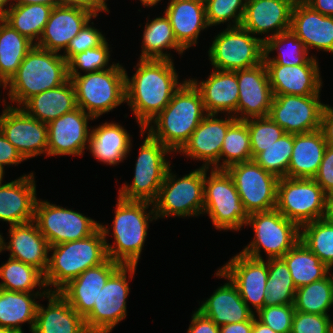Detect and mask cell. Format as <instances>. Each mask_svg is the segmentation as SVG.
I'll return each mask as SVG.
<instances>
[{"mask_svg": "<svg viewBox=\"0 0 333 333\" xmlns=\"http://www.w3.org/2000/svg\"><path fill=\"white\" fill-rule=\"evenodd\" d=\"M226 170L248 214L276 208L279 178L254 160L233 164Z\"/></svg>", "mask_w": 333, "mask_h": 333, "instance_id": "cell-15", "label": "cell"}, {"mask_svg": "<svg viewBox=\"0 0 333 333\" xmlns=\"http://www.w3.org/2000/svg\"><path fill=\"white\" fill-rule=\"evenodd\" d=\"M4 174L5 172L0 169V183L3 181Z\"/></svg>", "mask_w": 333, "mask_h": 333, "instance_id": "cell-67", "label": "cell"}, {"mask_svg": "<svg viewBox=\"0 0 333 333\" xmlns=\"http://www.w3.org/2000/svg\"><path fill=\"white\" fill-rule=\"evenodd\" d=\"M68 79V65L62 55L35 45L3 88L10 89L6 95L11 103L21 107L34 95L56 88Z\"/></svg>", "mask_w": 333, "mask_h": 333, "instance_id": "cell-4", "label": "cell"}, {"mask_svg": "<svg viewBox=\"0 0 333 333\" xmlns=\"http://www.w3.org/2000/svg\"><path fill=\"white\" fill-rule=\"evenodd\" d=\"M130 136L122 125L105 122L90 130L88 149L98 161L117 165L130 153Z\"/></svg>", "mask_w": 333, "mask_h": 333, "instance_id": "cell-33", "label": "cell"}, {"mask_svg": "<svg viewBox=\"0 0 333 333\" xmlns=\"http://www.w3.org/2000/svg\"><path fill=\"white\" fill-rule=\"evenodd\" d=\"M253 316L248 321L220 326V333H252Z\"/></svg>", "mask_w": 333, "mask_h": 333, "instance_id": "cell-59", "label": "cell"}, {"mask_svg": "<svg viewBox=\"0 0 333 333\" xmlns=\"http://www.w3.org/2000/svg\"><path fill=\"white\" fill-rule=\"evenodd\" d=\"M325 203L326 193L314 179H279L276 209L299 226L323 218Z\"/></svg>", "mask_w": 333, "mask_h": 333, "instance_id": "cell-12", "label": "cell"}, {"mask_svg": "<svg viewBox=\"0 0 333 333\" xmlns=\"http://www.w3.org/2000/svg\"><path fill=\"white\" fill-rule=\"evenodd\" d=\"M284 46H286V49ZM274 50L278 51V56L272 58L269 55ZM263 62L265 65L286 66L318 64L316 57L308 55L303 42L290 30L273 37H268L264 41Z\"/></svg>", "mask_w": 333, "mask_h": 333, "instance_id": "cell-39", "label": "cell"}, {"mask_svg": "<svg viewBox=\"0 0 333 333\" xmlns=\"http://www.w3.org/2000/svg\"><path fill=\"white\" fill-rule=\"evenodd\" d=\"M320 130L327 144L333 145V107L328 104H325L321 114Z\"/></svg>", "mask_w": 333, "mask_h": 333, "instance_id": "cell-58", "label": "cell"}, {"mask_svg": "<svg viewBox=\"0 0 333 333\" xmlns=\"http://www.w3.org/2000/svg\"><path fill=\"white\" fill-rule=\"evenodd\" d=\"M21 108L36 120L48 124L78 108L74 85L68 79L56 88L48 89L29 98Z\"/></svg>", "mask_w": 333, "mask_h": 333, "instance_id": "cell-34", "label": "cell"}, {"mask_svg": "<svg viewBox=\"0 0 333 333\" xmlns=\"http://www.w3.org/2000/svg\"><path fill=\"white\" fill-rule=\"evenodd\" d=\"M291 333H333V321L330 315L295 311Z\"/></svg>", "mask_w": 333, "mask_h": 333, "instance_id": "cell-52", "label": "cell"}, {"mask_svg": "<svg viewBox=\"0 0 333 333\" xmlns=\"http://www.w3.org/2000/svg\"><path fill=\"white\" fill-rule=\"evenodd\" d=\"M189 80L200 92L208 114L227 112L237 119L239 89L236 71L213 69L205 81Z\"/></svg>", "mask_w": 333, "mask_h": 333, "instance_id": "cell-29", "label": "cell"}, {"mask_svg": "<svg viewBox=\"0 0 333 333\" xmlns=\"http://www.w3.org/2000/svg\"><path fill=\"white\" fill-rule=\"evenodd\" d=\"M315 11L327 16H333V0H305Z\"/></svg>", "mask_w": 333, "mask_h": 333, "instance_id": "cell-60", "label": "cell"}, {"mask_svg": "<svg viewBox=\"0 0 333 333\" xmlns=\"http://www.w3.org/2000/svg\"><path fill=\"white\" fill-rule=\"evenodd\" d=\"M88 120L94 118L78 107L49 122L48 156H83L84 150L88 149L89 145Z\"/></svg>", "mask_w": 333, "mask_h": 333, "instance_id": "cell-19", "label": "cell"}, {"mask_svg": "<svg viewBox=\"0 0 333 333\" xmlns=\"http://www.w3.org/2000/svg\"><path fill=\"white\" fill-rule=\"evenodd\" d=\"M164 11L177 42L185 50L195 46L201 30L209 27L204 0H170Z\"/></svg>", "mask_w": 333, "mask_h": 333, "instance_id": "cell-30", "label": "cell"}, {"mask_svg": "<svg viewBox=\"0 0 333 333\" xmlns=\"http://www.w3.org/2000/svg\"><path fill=\"white\" fill-rule=\"evenodd\" d=\"M294 3V0H246L240 26L253 35L271 32V36L262 38L264 42L268 37L290 30Z\"/></svg>", "mask_w": 333, "mask_h": 333, "instance_id": "cell-23", "label": "cell"}, {"mask_svg": "<svg viewBox=\"0 0 333 333\" xmlns=\"http://www.w3.org/2000/svg\"><path fill=\"white\" fill-rule=\"evenodd\" d=\"M167 49H175L179 54L185 51L177 42L169 18L164 13V16L156 17L150 23H146L140 59L173 60L170 53L163 52Z\"/></svg>", "mask_w": 333, "mask_h": 333, "instance_id": "cell-38", "label": "cell"}, {"mask_svg": "<svg viewBox=\"0 0 333 333\" xmlns=\"http://www.w3.org/2000/svg\"><path fill=\"white\" fill-rule=\"evenodd\" d=\"M9 227L8 244L0 234V251H10L11 258L32 265L44 274L48 267L50 245L36 223L31 221Z\"/></svg>", "mask_w": 333, "mask_h": 333, "instance_id": "cell-25", "label": "cell"}, {"mask_svg": "<svg viewBox=\"0 0 333 333\" xmlns=\"http://www.w3.org/2000/svg\"><path fill=\"white\" fill-rule=\"evenodd\" d=\"M53 6L46 4L12 5L2 18L35 45L49 20ZM35 41V42H34Z\"/></svg>", "mask_w": 333, "mask_h": 333, "instance_id": "cell-40", "label": "cell"}, {"mask_svg": "<svg viewBox=\"0 0 333 333\" xmlns=\"http://www.w3.org/2000/svg\"><path fill=\"white\" fill-rule=\"evenodd\" d=\"M236 74L239 89L237 120L268 116L274 95L265 63L237 70Z\"/></svg>", "mask_w": 333, "mask_h": 333, "instance_id": "cell-20", "label": "cell"}, {"mask_svg": "<svg viewBox=\"0 0 333 333\" xmlns=\"http://www.w3.org/2000/svg\"><path fill=\"white\" fill-rule=\"evenodd\" d=\"M126 69L113 62V67L83 75L69 76L72 81L77 106L97 119L126 102Z\"/></svg>", "mask_w": 333, "mask_h": 333, "instance_id": "cell-6", "label": "cell"}, {"mask_svg": "<svg viewBox=\"0 0 333 333\" xmlns=\"http://www.w3.org/2000/svg\"><path fill=\"white\" fill-rule=\"evenodd\" d=\"M110 60L109 44L105 40L100 46L87 49L74 55L68 62V76H77L82 70L85 73L102 71L113 67L108 66ZM108 67V68H107Z\"/></svg>", "mask_w": 333, "mask_h": 333, "instance_id": "cell-49", "label": "cell"}, {"mask_svg": "<svg viewBox=\"0 0 333 333\" xmlns=\"http://www.w3.org/2000/svg\"><path fill=\"white\" fill-rule=\"evenodd\" d=\"M247 225L253 227L255 236L241 252L252 258L263 259L261 248L267 260L282 258L300 241V226L276 208L249 214Z\"/></svg>", "mask_w": 333, "mask_h": 333, "instance_id": "cell-8", "label": "cell"}, {"mask_svg": "<svg viewBox=\"0 0 333 333\" xmlns=\"http://www.w3.org/2000/svg\"><path fill=\"white\" fill-rule=\"evenodd\" d=\"M168 168L157 199L153 202L155 216L190 217L203 214L204 167L191 171L181 178Z\"/></svg>", "mask_w": 333, "mask_h": 333, "instance_id": "cell-9", "label": "cell"}, {"mask_svg": "<svg viewBox=\"0 0 333 333\" xmlns=\"http://www.w3.org/2000/svg\"><path fill=\"white\" fill-rule=\"evenodd\" d=\"M144 133L147 135L139 150L134 179L130 185L123 184L119 188L118 197L153 203L158 197L165 174L170 167V162L165 157L172 152L145 130H141V137Z\"/></svg>", "mask_w": 333, "mask_h": 333, "instance_id": "cell-10", "label": "cell"}, {"mask_svg": "<svg viewBox=\"0 0 333 333\" xmlns=\"http://www.w3.org/2000/svg\"><path fill=\"white\" fill-rule=\"evenodd\" d=\"M281 259L289 268L296 288L322 280L331 270L301 241Z\"/></svg>", "mask_w": 333, "mask_h": 333, "instance_id": "cell-41", "label": "cell"}, {"mask_svg": "<svg viewBox=\"0 0 333 333\" xmlns=\"http://www.w3.org/2000/svg\"><path fill=\"white\" fill-rule=\"evenodd\" d=\"M46 298V308L38 304L32 333H90L85 319L58 292H48Z\"/></svg>", "mask_w": 333, "mask_h": 333, "instance_id": "cell-31", "label": "cell"}, {"mask_svg": "<svg viewBox=\"0 0 333 333\" xmlns=\"http://www.w3.org/2000/svg\"><path fill=\"white\" fill-rule=\"evenodd\" d=\"M250 133L252 160L264 148L278 140L285 131L269 116L245 120Z\"/></svg>", "mask_w": 333, "mask_h": 333, "instance_id": "cell-48", "label": "cell"}, {"mask_svg": "<svg viewBox=\"0 0 333 333\" xmlns=\"http://www.w3.org/2000/svg\"><path fill=\"white\" fill-rule=\"evenodd\" d=\"M313 179L326 194L333 192V145L327 144L318 172Z\"/></svg>", "mask_w": 333, "mask_h": 333, "instance_id": "cell-54", "label": "cell"}, {"mask_svg": "<svg viewBox=\"0 0 333 333\" xmlns=\"http://www.w3.org/2000/svg\"><path fill=\"white\" fill-rule=\"evenodd\" d=\"M187 333H220V329L210 318L197 310L192 314Z\"/></svg>", "mask_w": 333, "mask_h": 333, "instance_id": "cell-56", "label": "cell"}, {"mask_svg": "<svg viewBox=\"0 0 333 333\" xmlns=\"http://www.w3.org/2000/svg\"><path fill=\"white\" fill-rule=\"evenodd\" d=\"M53 250L44 273L46 287H54L48 292H59L70 281L88 268L102 264L107 258L105 238L99 228L82 240L50 246Z\"/></svg>", "mask_w": 333, "mask_h": 333, "instance_id": "cell-5", "label": "cell"}, {"mask_svg": "<svg viewBox=\"0 0 333 333\" xmlns=\"http://www.w3.org/2000/svg\"><path fill=\"white\" fill-rule=\"evenodd\" d=\"M35 46L0 17V86L17 72L26 54Z\"/></svg>", "mask_w": 333, "mask_h": 333, "instance_id": "cell-37", "label": "cell"}, {"mask_svg": "<svg viewBox=\"0 0 333 333\" xmlns=\"http://www.w3.org/2000/svg\"><path fill=\"white\" fill-rule=\"evenodd\" d=\"M24 160L25 159L0 130V169L5 172L4 166L18 165Z\"/></svg>", "mask_w": 333, "mask_h": 333, "instance_id": "cell-55", "label": "cell"}, {"mask_svg": "<svg viewBox=\"0 0 333 333\" xmlns=\"http://www.w3.org/2000/svg\"><path fill=\"white\" fill-rule=\"evenodd\" d=\"M0 289L17 292H33L34 288H46L44 274L36 267L9 257L0 266Z\"/></svg>", "mask_w": 333, "mask_h": 333, "instance_id": "cell-43", "label": "cell"}, {"mask_svg": "<svg viewBox=\"0 0 333 333\" xmlns=\"http://www.w3.org/2000/svg\"><path fill=\"white\" fill-rule=\"evenodd\" d=\"M33 221L50 246L82 240L100 228L99 222L80 212L41 199L36 201Z\"/></svg>", "mask_w": 333, "mask_h": 333, "instance_id": "cell-13", "label": "cell"}, {"mask_svg": "<svg viewBox=\"0 0 333 333\" xmlns=\"http://www.w3.org/2000/svg\"><path fill=\"white\" fill-rule=\"evenodd\" d=\"M208 56L214 69H248L263 62L264 42L241 26L227 27L214 37Z\"/></svg>", "mask_w": 333, "mask_h": 333, "instance_id": "cell-11", "label": "cell"}, {"mask_svg": "<svg viewBox=\"0 0 333 333\" xmlns=\"http://www.w3.org/2000/svg\"><path fill=\"white\" fill-rule=\"evenodd\" d=\"M0 333H24V331L0 326Z\"/></svg>", "mask_w": 333, "mask_h": 333, "instance_id": "cell-65", "label": "cell"}, {"mask_svg": "<svg viewBox=\"0 0 333 333\" xmlns=\"http://www.w3.org/2000/svg\"><path fill=\"white\" fill-rule=\"evenodd\" d=\"M149 206L151 210H148ZM153 219L157 220L152 202L124 200L118 197L112 224L115 241L113 245L106 240L110 232L109 227L100 223L108 258L122 265H137L147 237L149 221Z\"/></svg>", "mask_w": 333, "mask_h": 333, "instance_id": "cell-3", "label": "cell"}, {"mask_svg": "<svg viewBox=\"0 0 333 333\" xmlns=\"http://www.w3.org/2000/svg\"><path fill=\"white\" fill-rule=\"evenodd\" d=\"M207 114L200 92L188 79L143 130L177 153Z\"/></svg>", "mask_w": 333, "mask_h": 333, "instance_id": "cell-2", "label": "cell"}, {"mask_svg": "<svg viewBox=\"0 0 333 333\" xmlns=\"http://www.w3.org/2000/svg\"><path fill=\"white\" fill-rule=\"evenodd\" d=\"M264 306L294 304L297 290L289 268L281 259H268V280Z\"/></svg>", "mask_w": 333, "mask_h": 333, "instance_id": "cell-44", "label": "cell"}, {"mask_svg": "<svg viewBox=\"0 0 333 333\" xmlns=\"http://www.w3.org/2000/svg\"><path fill=\"white\" fill-rule=\"evenodd\" d=\"M295 2H304L305 0H294Z\"/></svg>", "mask_w": 333, "mask_h": 333, "instance_id": "cell-68", "label": "cell"}, {"mask_svg": "<svg viewBox=\"0 0 333 333\" xmlns=\"http://www.w3.org/2000/svg\"><path fill=\"white\" fill-rule=\"evenodd\" d=\"M273 95L320 94L322 79L318 64L265 65Z\"/></svg>", "mask_w": 333, "mask_h": 333, "instance_id": "cell-28", "label": "cell"}, {"mask_svg": "<svg viewBox=\"0 0 333 333\" xmlns=\"http://www.w3.org/2000/svg\"><path fill=\"white\" fill-rule=\"evenodd\" d=\"M106 0H58L60 6L80 7L93 13L95 16L99 12H108Z\"/></svg>", "mask_w": 333, "mask_h": 333, "instance_id": "cell-57", "label": "cell"}, {"mask_svg": "<svg viewBox=\"0 0 333 333\" xmlns=\"http://www.w3.org/2000/svg\"><path fill=\"white\" fill-rule=\"evenodd\" d=\"M216 117V114H207L178 153L203 161V167L219 169L224 137L236 118L232 115L226 119Z\"/></svg>", "mask_w": 333, "mask_h": 333, "instance_id": "cell-21", "label": "cell"}, {"mask_svg": "<svg viewBox=\"0 0 333 333\" xmlns=\"http://www.w3.org/2000/svg\"><path fill=\"white\" fill-rule=\"evenodd\" d=\"M300 241L329 269L333 267V223L321 218L301 225Z\"/></svg>", "mask_w": 333, "mask_h": 333, "instance_id": "cell-45", "label": "cell"}, {"mask_svg": "<svg viewBox=\"0 0 333 333\" xmlns=\"http://www.w3.org/2000/svg\"><path fill=\"white\" fill-rule=\"evenodd\" d=\"M256 314L253 315V327L252 333H277L274 332L270 327L260 322L256 317Z\"/></svg>", "mask_w": 333, "mask_h": 333, "instance_id": "cell-63", "label": "cell"}, {"mask_svg": "<svg viewBox=\"0 0 333 333\" xmlns=\"http://www.w3.org/2000/svg\"><path fill=\"white\" fill-rule=\"evenodd\" d=\"M204 167V208L218 230H241L249 214L237 192L233 178L226 169L211 168L210 176Z\"/></svg>", "mask_w": 333, "mask_h": 333, "instance_id": "cell-7", "label": "cell"}, {"mask_svg": "<svg viewBox=\"0 0 333 333\" xmlns=\"http://www.w3.org/2000/svg\"><path fill=\"white\" fill-rule=\"evenodd\" d=\"M0 115V130L7 140L27 160L48 156V126L28 115L22 108L4 104Z\"/></svg>", "mask_w": 333, "mask_h": 333, "instance_id": "cell-16", "label": "cell"}, {"mask_svg": "<svg viewBox=\"0 0 333 333\" xmlns=\"http://www.w3.org/2000/svg\"><path fill=\"white\" fill-rule=\"evenodd\" d=\"M34 173L22 175L14 181L0 183V220L10 226L34 220L36 205Z\"/></svg>", "mask_w": 333, "mask_h": 333, "instance_id": "cell-27", "label": "cell"}, {"mask_svg": "<svg viewBox=\"0 0 333 333\" xmlns=\"http://www.w3.org/2000/svg\"><path fill=\"white\" fill-rule=\"evenodd\" d=\"M294 313V304L264 306L255 317L274 332L291 333Z\"/></svg>", "mask_w": 333, "mask_h": 333, "instance_id": "cell-51", "label": "cell"}, {"mask_svg": "<svg viewBox=\"0 0 333 333\" xmlns=\"http://www.w3.org/2000/svg\"><path fill=\"white\" fill-rule=\"evenodd\" d=\"M95 17L80 7L54 6L36 46L57 53L61 49L65 51L70 41Z\"/></svg>", "mask_w": 333, "mask_h": 333, "instance_id": "cell-24", "label": "cell"}, {"mask_svg": "<svg viewBox=\"0 0 333 333\" xmlns=\"http://www.w3.org/2000/svg\"><path fill=\"white\" fill-rule=\"evenodd\" d=\"M219 169L252 160L250 133L246 121L235 120L228 128L220 153Z\"/></svg>", "mask_w": 333, "mask_h": 333, "instance_id": "cell-46", "label": "cell"}, {"mask_svg": "<svg viewBox=\"0 0 333 333\" xmlns=\"http://www.w3.org/2000/svg\"><path fill=\"white\" fill-rule=\"evenodd\" d=\"M333 306V274L322 280L297 288L295 292V311L329 315Z\"/></svg>", "mask_w": 333, "mask_h": 333, "instance_id": "cell-42", "label": "cell"}, {"mask_svg": "<svg viewBox=\"0 0 333 333\" xmlns=\"http://www.w3.org/2000/svg\"><path fill=\"white\" fill-rule=\"evenodd\" d=\"M230 281L237 287L248 308L257 313L265 305L268 280V260L256 259L240 252L233 256L215 274ZM252 304L250 307L249 303Z\"/></svg>", "mask_w": 333, "mask_h": 333, "instance_id": "cell-17", "label": "cell"}, {"mask_svg": "<svg viewBox=\"0 0 333 333\" xmlns=\"http://www.w3.org/2000/svg\"><path fill=\"white\" fill-rule=\"evenodd\" d=\"M136 66L131 79L126 72L125 94L126 103L143 130L170 103L186 79L179 83L173 60L139 59Z\"/></svg>", "mask_w": 333, "mask_h": 333, "instance_id": "cell-1", "label": "cell"}, {"mask_svg": "<svg viewBox=\"0 0 333 333\" xmlns=\"http://www.w3.org/2000/svg\"><path fill=\"white\" fill-rule=\"evenodd\" d=\"M290 31L303 42L308 52L314 48L333 54V16L315 11L305 2H295Z\"/></svg>", "mask_w": 333, "mask_h": 333, "instance_id": "cell-26", "label": "cell"}, {"mask_svg": "<svg viewBox=\"0 0 333 333\" xmlns=\"http://www.w3.org/2000/svg\"><path fill=\"white\" fill-rule=\"evenodd\" d=\"M12 5H26V4H46L51 6H58V0H13Z\"/></svg>", "mask_w": 333, "mask_h": 333, "instance_id": "cell-62", "label": "cell"}, {"mask_svg": "<svg viewBox=\"0 0 333 333\" xmlns=\"http://www.w3.org/2000/svg\"><path fill=\"white\" fill-rule=\"evenodd\" d=\"M319 98V94L274 95L268 116L285 133L301 134L318 130L325 106Z\"/></svg>", "mask_w": 333, "mask_h": 333, "instance_id": "cell-18", "label": "cell"}, {"mask_svg": "<svg viewBox=\"0 0 333 333\" xmlns=\"http://www.w3.org/2000/svg\"><path fill=\"white\" fill-rule=\"evenodd\" d=\"M137 265H122L101 289L92 311L84 318L90 333H110L126 317V298L129 295V280ZM128 273V275H127Z\"/></svg>", "mask_w": 333, "mask_h": 333, "instance_id": "cell-14", "label": "cell"}, {"mask_svg": "<svg viewBox=\"0 0 333 333\" xmlns=\"http://www.w3.org/2000/svg\"><path fill=\"white\" fill-rule=\"evenodd\" d=\"M159 1L161 0H140V2H142V5L143 6H149V7H152V6H155L157 5V3H159Z\"/></svg>", "mask_w": 333, "mask_h": 333, "instance_id": "cell-66", "label": "cell"}, {"mask_svg": "<svg viewBox=\"0 0 333 333\" xmlns=\"http://www.w3.org/2000/svg\"><path fill=\"white\" fill-rule=\"evenodd\" d=\"M206 8V19L209 27L229 22L228 27L241 25L246 0H204Z\"/></svg>", "mask_w": 333, "mask_h": 333, "instance_id": "cell-50", "label": "cell"}, {"mask_svg": "<svg viewBox=\"0 0 333 333\" xmlns=\"http://www.w3.org/2000/svg\"><path fill=\"white\" fill-rule=\"evenodd\" d=\"M91 21L80 30V32L70 41L68 47L61 54L68 62L74 55L86 51L90 48L100 46L106 38L97 28L89 25Z\"/></svg>", "mask_w": 333, "mask_h": 333, "instance_id": "cell-53", "label": "cell"}, {"mask_svg": "<svg viewBox=\"0 0 333 333\" xmlns=\"http://www.w3.org/2000/svg\"><path fill=\"white\" fill-rule=\"evenodd\" d=\"M294 145V134L285 133L258 153L253 160L277 178L286 177Z\"/></svg>", "mask_w": 333, "mask_h": 333, "instance_id": "cell-47", "label": "cell"}, {"mask_svg": "<svg viewBox=\"0 0 333 333\" xmlns=\"http://www.w3.org/2000/svg\"><path fill=\"white\" fill-rule=\"evenodd\" d=\"M45 290L27 293L0 289V326L23 331L20 325L28 322L32 333L38 307L35 298L46 297Z\"/></svg>", "mask_w": 333, "mask_h": 333, "instance_id": "cell-36", "label": "cell"}, {"mask_svg": "<svg viewBox=\"0 0 333 333\" xmlns=\"http://www.w3.org/2000/svg\"><path fill=\"white\" fill-rule=\"evenodd\" d=\"M12 1L13 0H0V17H2L6 12H7V8L5 9V6H7L10 3V7L12 6Z\"/></svg>", "mask_w": 333, "mask_h": 333, "instance_id": "cell-64", "label": "cell"}, {"mask_svg": "<svg viewBox=\"0 0 333 333\" xmlns=\"http://www.w3.org/2000/svg\"><path fill=\"white\" fill-rule=\"evenodd\" d=\"M197 309L217 326L248 321L254 314L242 300L237 287L228 279Z\"/></svg>", "mask_w": 333, "mask_h": 333, "instance_id": "cell-32", "label": "cell"}, {"mask_svg": "<svg viewBox=\"0 0 333 333\" xmlns=\"http://www.w3.org/2000/svg\"><path fill=\"white\" fill-rule=\"evenodd\" d=\"M122 264L107 258L102 264L88 268L58 293L83 318L93 309L94 302L107 280Z\"/></svg>", "mask_w": 333, "mask_h": 333, "instance_id": "cell-22", "label": "cell"}, {"mask_svg": "<svg viewBox=\"0 0 333 333\" xmlns=\"http://www.w3.org/2000/svg\"><path fill=\"white\" fill-rule=\"evenodd\" d=\"M323 218L333 223V192L326 194L325 212Z\"/></svg>", "mask_w": 333, "mask_h": 333, "instance_id": "cell-61", "label": "cell"}, {"mask_svg": "<svg viewBox=\"0 0 333 333\" xmlns=\"http://www.w3.org/2000/svg\"><path fill=\"white\" fill-rule=\"evenodd\" d=\"M327 142L320 129L294 134L292 156L287 170V178L313 179L321 164Z\"/></svg>", "mask_w": 333, "mask_h": 333, "instance_id": "cell-35", "label": "cell"}]
</instances>
